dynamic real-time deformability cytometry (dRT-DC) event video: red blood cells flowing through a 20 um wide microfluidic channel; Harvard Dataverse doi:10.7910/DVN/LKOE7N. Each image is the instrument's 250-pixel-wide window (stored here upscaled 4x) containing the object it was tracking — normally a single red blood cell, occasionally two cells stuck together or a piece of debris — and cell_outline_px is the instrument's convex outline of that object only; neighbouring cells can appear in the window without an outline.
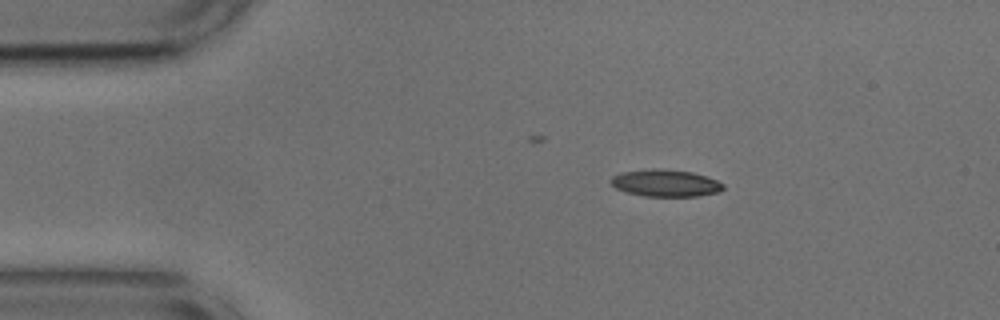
{"species": "common noctule bat (a hibernating species)", "species_latin": "Nyctalus noctula", "temperature_condition": "cold", "stored_images_in_passage": 34, "camera_frame_rate_fps": 3000, "um_per_image_px": 0.085, "animal": {"sex": "male", "body_mass_g": 17.9, "forearm_length_mm": 54.2}, "frame": {"image": 1, "passage_image": 1, "time_ms": 0.0, "image_size_px": [1000, 320], "cell_outline_px": [[724, 188], [720, 192], [700, 196], [644, 196], [628, 192], [616, 188], [612, 184], [612, 176], [624, 172], [652, 168], [664, 168], [692, 172], [716, 180], [724, 184]], "centroid_in_image_um": [56.61, 15.56], "position_along_channel_um": 28.4, "area_um2": 17.63}}
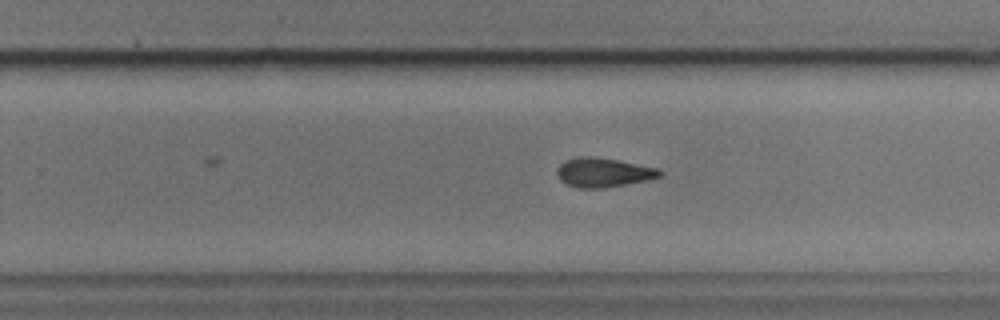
{"frame": {"image": 2, "passage_image": 25, "time_ms": 8.0, "image_size_px": [1000, 320], "cell_outline_px": [[664, 172], [660, 176], [644, 180], [604, 188], [580, 188], [568, 184], [560, 180], [556, 172], [556, 168], [564, 160], [576, 156], [592, 156], [620, 160], [660, 168]], "centroid_in_image_um": [51.27, 14.63], "position_along_channel_um": 278.5, "area_um2": 17.63}}
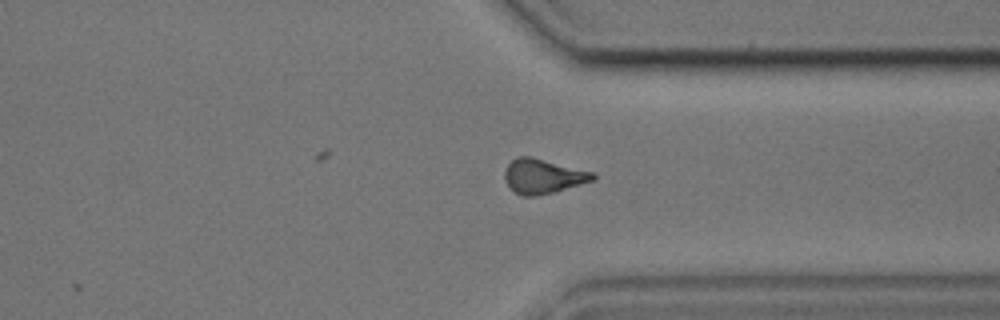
{"frame": {"image": 3, "passage_image": 32, "time_ms": 10.333, "image_size_px": [1000, 320], "cell_outline_px": [[596, 180], [552, 192], [536, 196], [520, 196], [504, 180], [504, 172], [508, 164], [516, 156], [532, 156], [596, 172]], "centroid_in_image_um": [46.19, 14.96], "position_along_channel_um": 365.2, "area_um2": 17.98}, "authors_computed_cell_mechanics": {"area_um2": 18.1492, "velocity_mm_per_s": 3.7323, "shape_relaxation_time_tau1_ms": 2.9369, "shape_relaxation_time_tau2_ms": 5.3817, "deformation_change_tau1": 0.1244, "deformation_change_tau2": 0.108}}